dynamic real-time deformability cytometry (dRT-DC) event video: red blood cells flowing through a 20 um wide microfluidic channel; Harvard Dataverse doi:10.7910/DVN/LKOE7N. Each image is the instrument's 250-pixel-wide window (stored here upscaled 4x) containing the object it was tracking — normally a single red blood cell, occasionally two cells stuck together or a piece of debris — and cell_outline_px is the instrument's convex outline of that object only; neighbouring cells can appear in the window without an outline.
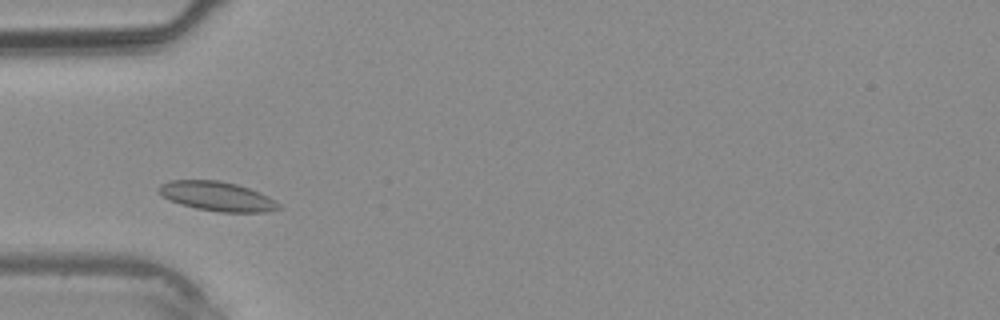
{"species": "common noctule bat (a hibernating species)", "species_latin": "Nyctalus noctula", "temperature_condition": "warm", "stored_images_in_passage": 31, "camera_frame_rate_fps": 3000, "um_per_image_px": 0.085, "animal": {"sex": "male", "body_mass_g": 20.4}, "frame": {"image": 1, "passage_image": 5, "time_ms": 1.333, "image_size_px": [1000, 320], "cell_outline_px": [[284, 208], [268, 212], [220, 212], [196, 208], [180, 204], [168, 200], [160, 196], [156, 192], [156, 188], [160, 184], [168, 180], [220, 180], [236, 184], [260, 192], [276, 200]], "centroid_in_image_um": [18.43, 16.68], "position_along_channel_um": 66.6, "area_um2": 20.98}}
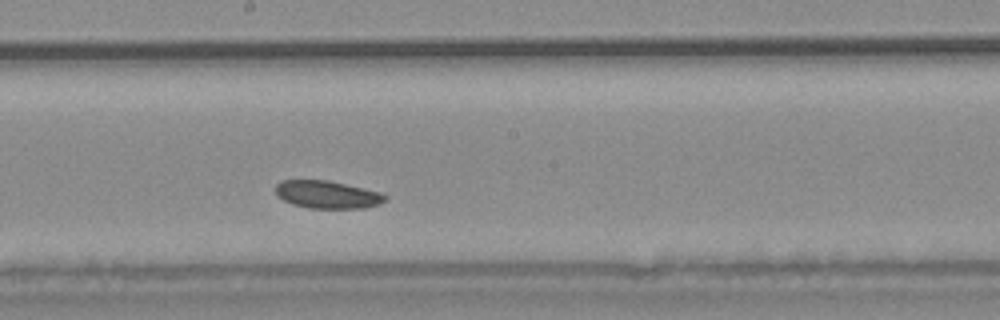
{"frame": {"image": 2, "passage_image": 14, "time_ms": 4.333, "image_size_px": [1000, 320], "cell_outline_px": [[388, 200], [380, 204], [364, 208], [308, 208], [292, 204], [276, 196], [276, 184], [280, 180], [328, 180], [380, 192], [388, 196]], "centroid_in_image_um": [27.83, 16.54], "position_along_channel_um": 220.4, "area_um2": 17.8}}